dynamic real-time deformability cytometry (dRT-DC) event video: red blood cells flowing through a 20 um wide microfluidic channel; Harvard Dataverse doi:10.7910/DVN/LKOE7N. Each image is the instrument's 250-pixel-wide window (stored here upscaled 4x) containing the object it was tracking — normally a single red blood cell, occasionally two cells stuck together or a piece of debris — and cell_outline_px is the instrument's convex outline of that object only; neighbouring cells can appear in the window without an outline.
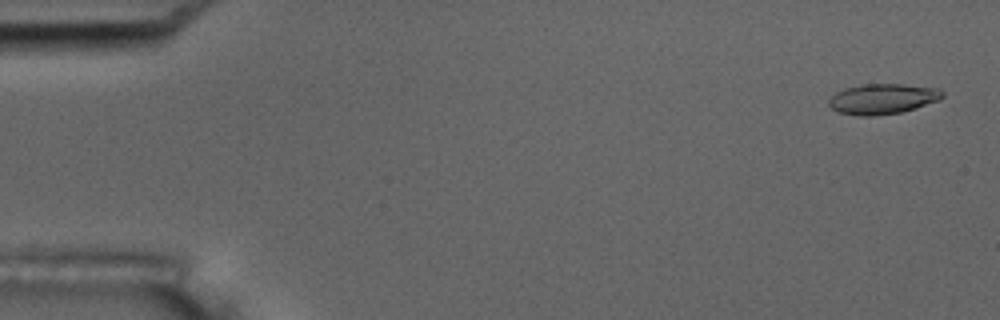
{"species": "common noctule bat (a hibernating species)", "species_latin": "Nyctalus noctula", "temperature_condition": "room temperature", "stored_images_in_passage": 7, "camera_frame_rate_fps": 3000, "um_per_image_px": 0.085, "animal": {"sex": "male", "body_mass_g": 17.5, "forearm_length_mm": 52.3}, "frame": {"image": 1, "passage_image": 1, "time_ms": 0.0, "image_size_px": [1000, 320], "cell_outline_px": [[944, 96], [940, 100], [916, 108], [900, 112], [872, 116], [856, 116], [836, 112], [828, 104], [828, 100], [836, 92], [844, 88], [860, 84], [904, 84], [936, 88], [944, 92]], "centroid_in_image_um": [75.0, 8.41], "position_along_channel_um": 10.0, "area_um2": 20.29}}